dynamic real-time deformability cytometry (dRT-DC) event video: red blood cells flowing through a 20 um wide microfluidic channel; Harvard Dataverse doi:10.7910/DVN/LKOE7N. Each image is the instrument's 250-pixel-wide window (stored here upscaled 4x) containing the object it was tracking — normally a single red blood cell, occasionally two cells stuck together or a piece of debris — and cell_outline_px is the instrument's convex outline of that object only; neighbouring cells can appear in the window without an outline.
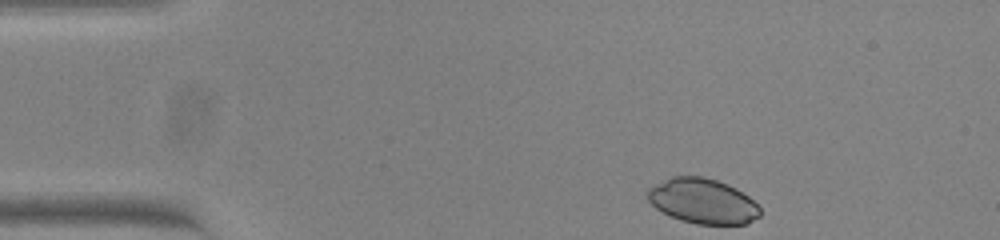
{"species": "common noctule bat (a hibernating species)", "species_latin": "Nyctalus noctula", "temperature_condition": "warm", "stored_images_in_passage": 39, "camera_frame_rate_fps": 3000, "um_per_image_px": 0.085, "animal": {"sex": "female", "body_mass_g": 23.0, "forearm_length_mm": 53.4}, "frame": {"image": 1, "passage_image": 1, "time_ms": 0.0, "image_size_px": [1000, 240], "cell_outline_px": [[760, 216], [744, 224], [696, 224], [680, 220], [656, 208], [648, 200], [648, 188], [672, 176], [700, 176], [716, 180], [728, 184], [736, 188], [748, 196], [760, 208]], "centroid_in_image_um": [59.73, 17.09], "position_along_channel_um": 25.3, "area_um2": 29.25}}
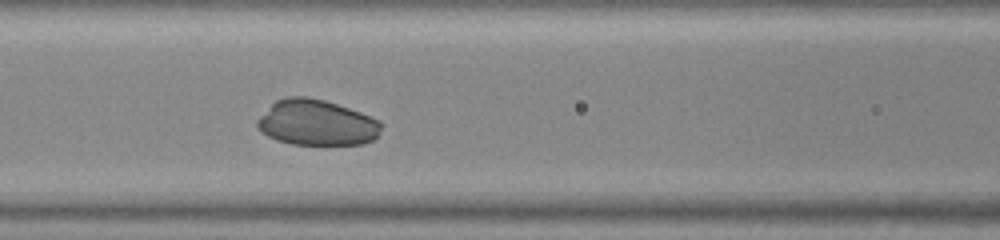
{"frame": {"image": 2, "passage_image": 16, "time_ms": 5.0, "image_size_px": [1000, 240], "cell_outline_px": [[384, 124], [376, 136], [372, 140], [364, 144], [292, 144], [276, 140], [260, 132], [256, 128], [256, 120], [276, 100], [284, 96], [308, 96], [324, 100], [360, 112], [380, 120]], "centroid_in_image_um": [26.89, 10.42], "position_along_channel_um": 139.7, "area_um2": 33.12}}